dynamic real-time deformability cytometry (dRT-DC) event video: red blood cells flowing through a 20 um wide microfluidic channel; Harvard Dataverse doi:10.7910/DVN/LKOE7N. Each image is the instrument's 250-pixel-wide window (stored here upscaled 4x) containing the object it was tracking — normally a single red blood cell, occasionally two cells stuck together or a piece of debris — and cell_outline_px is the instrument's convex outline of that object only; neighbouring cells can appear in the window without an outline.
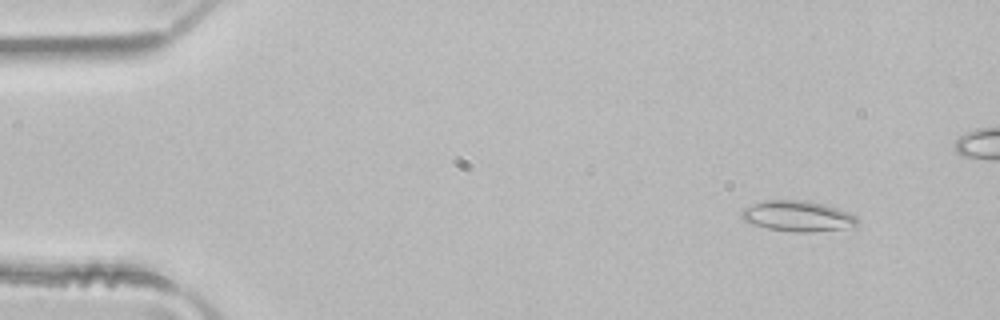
{"species": "common noctule bat (a hibernating species)", "species_latin": "Nyctalus noctula", "temperature_condition": "room temperature", "stored_images_in_passage": 4, "camera_frame_rate_fps": 3000, "um_per_image_px": 0.085, "animal": {"sex": "male", "body_mass_g": 21.5, "forearm_length_mm": 52.0}, "frame": {"image": 1, "passage_image": 1, "time_ms": 0.0, "image_size_px": [1000, 320], "cell_outline_px": [[856, 224], [840, 228], [812, 232], [792, 232], [768, 228], [744, 220], [740, 216], [740, 212], [744, 208], [752, 204], [764, 200], [808, 200], [824, 204], [848, 212], [856, 216]], "centroid_in_image_um": [67.75, 18.35], "position_along_channel_um": 17.3, "area_um2": 20.35}}